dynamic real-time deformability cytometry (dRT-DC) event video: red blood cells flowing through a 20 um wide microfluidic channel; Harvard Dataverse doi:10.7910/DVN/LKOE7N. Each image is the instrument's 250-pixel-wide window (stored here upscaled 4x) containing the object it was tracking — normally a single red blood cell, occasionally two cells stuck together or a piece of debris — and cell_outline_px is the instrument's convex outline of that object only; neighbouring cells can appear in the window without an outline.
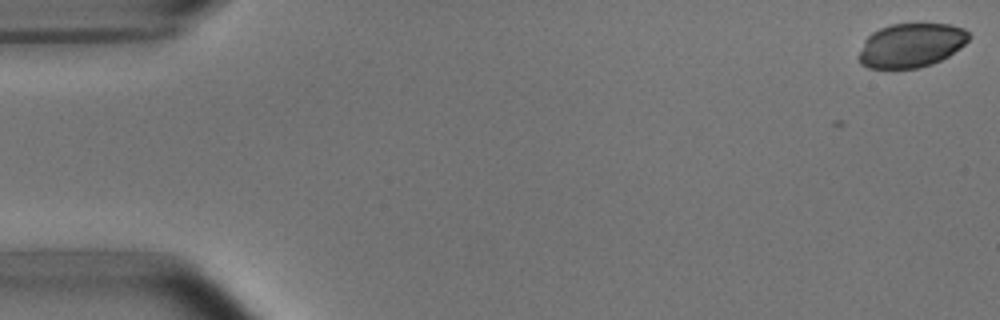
{"species": "common noctule bat (a hibernating species)", "species_latin": "Nyctalus noctula", "temperature_condition": "room temperature", "stored_images_in_passage": 5, "camera_frame_rate_fps": 3000, "um_per_image_px": 0.085, "animal": {"sex": "male", "body_mass_g": 15.6}, "frame": {"image": 1, "passage_image": 2, "time_ms": 1.0, "image_size_px": [1000, 320], "cell_outline_px": [[972, 36], [960, 48], [948, 56], [932, 64], [920, 68], [868, 68], [860, 64], [860, 52], [864, 40], [872, 32], [880, 28], [892, 24], [948, 24], [964, 28]], "centroid_in_image_um": [77.46, 3.85], "position_along_channel_um": 7.5, "area_um2": 28.21}}
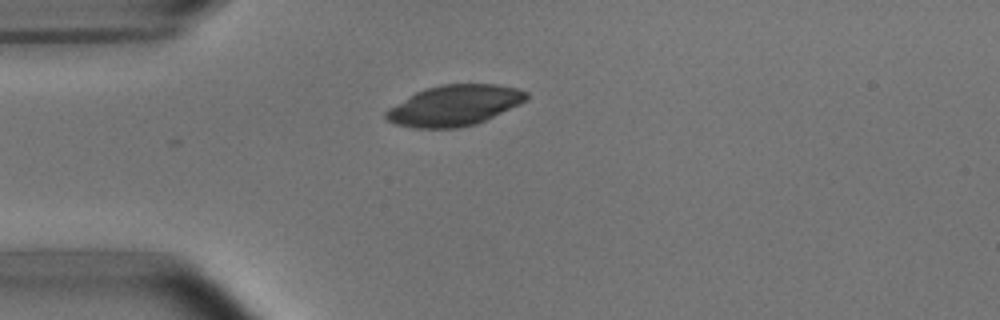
{"frame": {"image": 2, "passage_image": 5, "time_ms": 5.333, "image_size_px": [1000, 320], "cell_outline_px": [[528, 100], [520, 104], [476, 124], [456, 128], [416, 128], [396, 124], [388, 120], [384, 116], [384, 112], [388, 108], [408, 96], [424, 88], [440, 84], [496, 84], [516, 88], [528, 92]], "centroid_in_image_um": [38.61, 8.95], "position_along_channel_um": 46.4, "area_um2": 33.29}}